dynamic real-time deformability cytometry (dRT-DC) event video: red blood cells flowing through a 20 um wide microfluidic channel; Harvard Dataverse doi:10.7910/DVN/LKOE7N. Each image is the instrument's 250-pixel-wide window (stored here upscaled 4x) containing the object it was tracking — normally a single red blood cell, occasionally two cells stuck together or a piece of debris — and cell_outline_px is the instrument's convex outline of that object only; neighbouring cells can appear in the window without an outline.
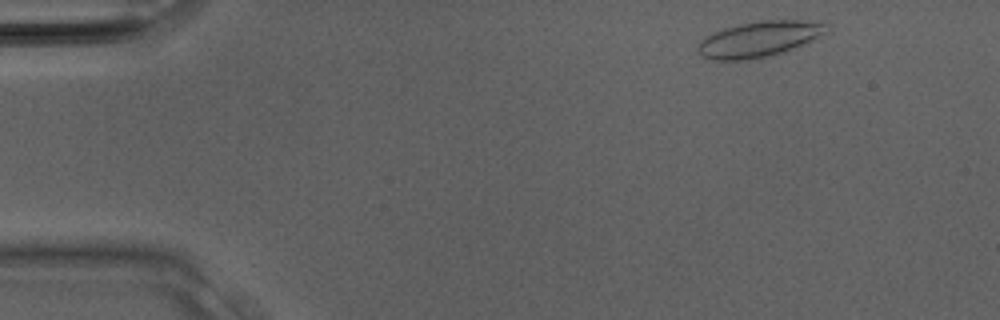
{"species": "Egyptian fruit bat (a non-hibernating species)", "species_latin": "Rousettus aegyptiacus", "temperature_condition": "room temperature", "stored_images_in_passage": 29, "camera_frame_rate_fps": 3000, "um_per_image_px": 0.085, "animal": {"sex": "male"}, "frame": {"image": 1, "passage_image": 2, "time_ms": 0.333, "image_size_px": [1000, 320], "cell_outline_px": [[832, 32], [792, 48], [780, 52], [748, 60], [712, 60], [696, 52], [696, 48], [700, 40], [724, 28], [740, 24], [760, 20], [800, 20], [832, 24]], "centroid_in_image_um": [64.59, 3.3], "position_along_channel_um": 20.4, "area_um2": 26.7}}
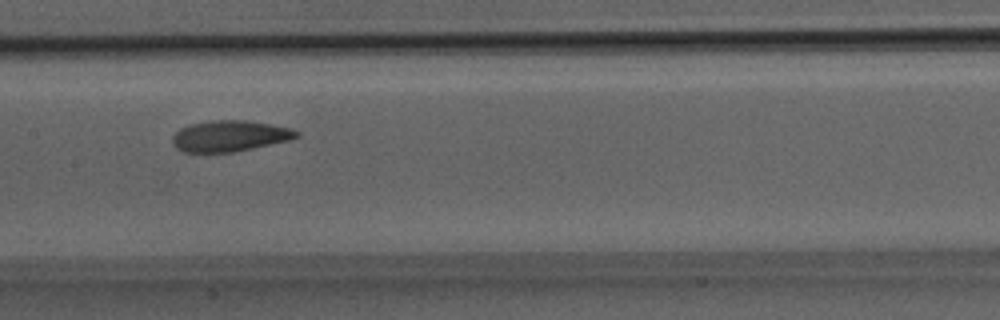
{"frame": {"image": 2, "passage_image": 14, "time_ms": 4.333, "image_size_px": [1000, 320], "cell_outline_px": [[300, 136], [292, 140], [232, 152], [184, 152], [176, 148], [172, 144], [172, 136], [180, 128], [192, 124], [216, 120], [244, 120], [292, 128], [300, 132]], "centroid_in_image_um": [19.55, 11.56], "position_along_channel_um": 187.9, "area_um2": 22.37}}
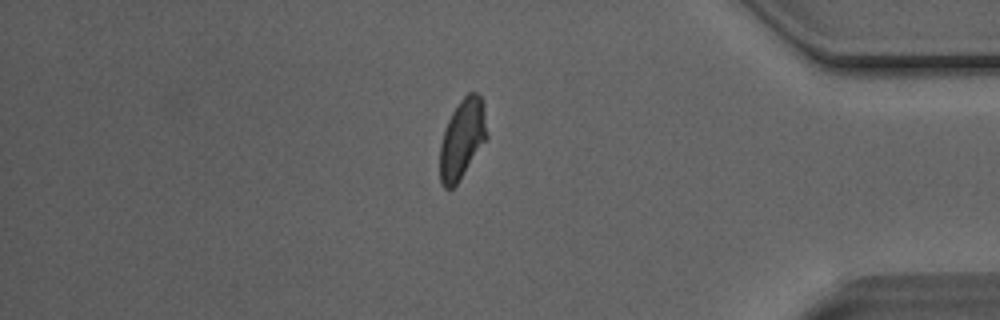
{"frame": {"image": 3, "passage_image": 25, "time_ms": 8.0, "image_size_px": [1000, 320], "cell_outline_px": [[488, 136], [460, 180], [452, 188], [444, 188], [440, 180], [440, 144], [444, 128], [452, 112], [460, 100], [468, 92], [476, 92], [480, 96], [484, 112]], "centroid_in_image_um": [39.27, 11.81], "position_along_channel_um": 395.9, "area_um2": 21.62}}